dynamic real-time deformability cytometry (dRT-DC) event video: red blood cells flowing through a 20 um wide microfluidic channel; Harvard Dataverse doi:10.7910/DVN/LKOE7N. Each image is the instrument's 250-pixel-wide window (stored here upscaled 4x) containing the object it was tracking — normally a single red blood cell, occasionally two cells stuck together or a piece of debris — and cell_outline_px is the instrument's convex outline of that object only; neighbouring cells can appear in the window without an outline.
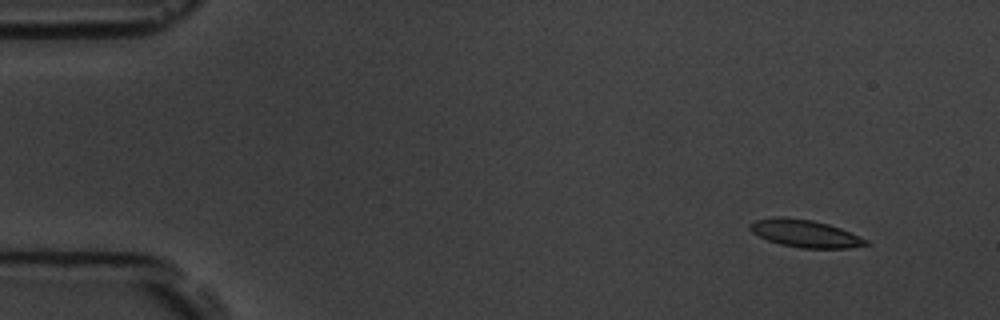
{"species": "common noctule bat (a hibernating species)", "species_latin": "Nyctalus noctula", "temperature_condition": "room temperature", "stored_images_in_passage": 5, "camera_frame_rate_fps": 3000, "um_per_image_px": 0.085, "animal": {"sex": "male", "body_mass_g": 19.5, "forearm_length_mm": 54.6}, "frame": {"image": 1, "passage_image": 1, "time_ms": 0.0, "image_size_px": [1000, 320], "cell_outline_px": [[872, 244], [848, 248], [804, 248], [780, 244], [768, 240], [752, 232], [748, 228], [748, 224], [756, 220], [776, 216], [784, 216], [812, 220], [828, 224], [840, 228], [868, 240]], "centroid_in_image_um": [68.42, 19.84], "position_along_channel_um": 16.6, "area_um2": 18.55}}
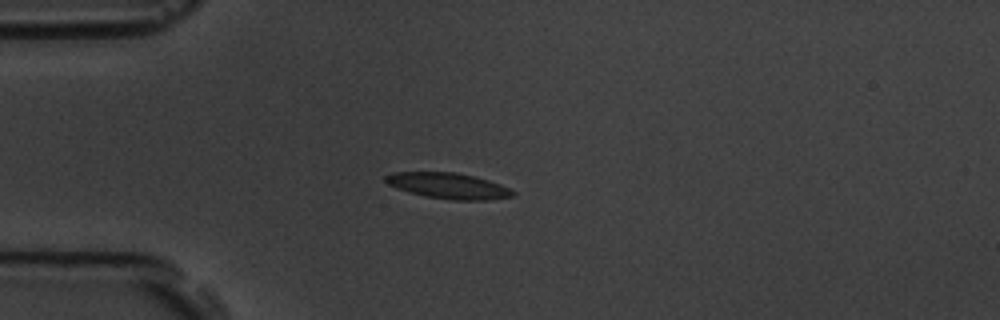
{"frame": {"image": 2, "passage_image": 3, "time_ms": 3.333, "image_size_px": [1000, 320], "cell_outline_px": [[516, 192], [512, 196], [488, 200], [452, 200], [424, 196], [408, 192], [396, 188], [388, 184], [384, 180], [384, 176], [392, 172], [456, 172], [488, 180], [500, 184]], "centroid_in_image_um": [38.07, 15.79], "position_along_channel_um": 46.9, "area_um2": 19.13}}
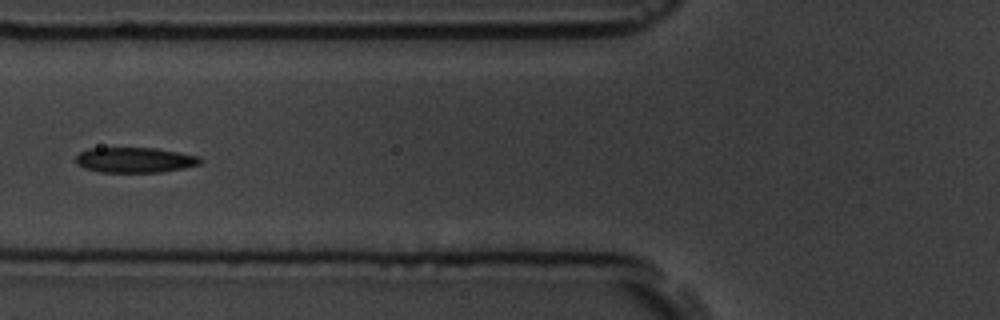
{"frame": {"image": 3, "passage_image": 5, "time_ms": 5.667, "image_size_px": [1000, 320], "cell_outline_px": [[204, 160], [200, 164], [184, 168], [160, 172], [100, 172], [84, 168], [76, 164], [76, 156], [80, 152], [88, 148], [156, 148], [200, 156]], "centroid_in_image_um": [11.47, 13.6], "position_along_channel_um": 114.3, "area_um2": 18.44}}